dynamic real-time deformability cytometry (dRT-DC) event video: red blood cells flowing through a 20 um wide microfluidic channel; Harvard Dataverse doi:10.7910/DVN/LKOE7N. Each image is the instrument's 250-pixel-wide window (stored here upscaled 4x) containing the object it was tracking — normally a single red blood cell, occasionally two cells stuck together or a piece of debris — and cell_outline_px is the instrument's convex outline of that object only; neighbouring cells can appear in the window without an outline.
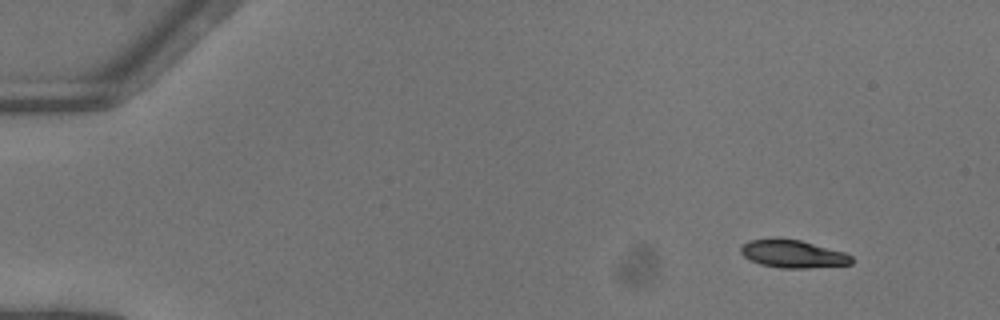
{"species": "common noctule bat (a hibernating species)", "species_latin": "Nyctalus noctula", "temperature_condition": "warm", "stored_images_in_passage": 16, "camera_frame_rate_fps": 3000, "um_per_image_px": 0.085, "animal": {"sex": "female"}, "frame": {"image": 1, "passage_image": 1, "time_ms": 0.0, "image_size_px": [1000, 320], "cell_outline_px": [[852, 264], [808, 268], [780, 268], [760, 264], [744, 256], [740, 252], [740, 248], [748, 240], [776, 236], [800, 240], [844, 252], [852, 256]], "centroid_in_image_um": [67.36, 21.55], "position_along_channel_um": 17.6, "area_um2": 18.21}}
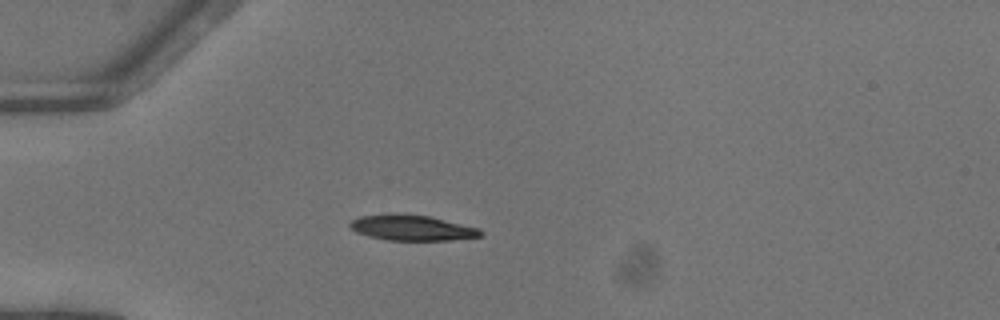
{"frame": {"image": 2, "passage_image": 11, "time_ms": 3.333, "image_size_px": [1000, 320], "cell_outline_px": [[484, 232], [480, 236], [448, 240], [388, 240], [368, 236], [356, 232], [348, 224], [352, 220], [360, 216], [388, 212], [428, 216], [480, 228]], "centroid_in_image_um": [34.98, 19.34], "position_along_channel_um": 50.0, "area_um2": 19.48}}
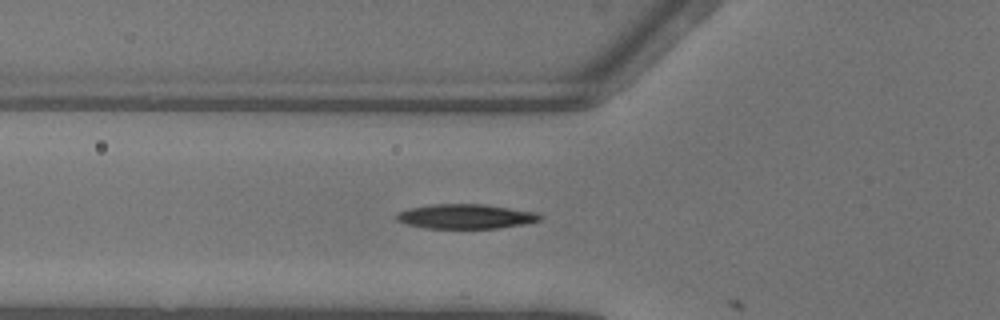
{"frame": {"image": 3, "passage_image": 15, "time_ms": 4.667, "image_size_px": [1000, 320], "cell_outline_px": [[540, 220], [524, 224], [500, 228], [424, 228], [404, 224], [396, 220], [396, 216], [400, 212], [408, 208], [432, 204], [484, 204], [536, 212], [540, 216]], "centroid_in_image_um": [39.54, 18.4], "position_along_channel_um": 86.3, "area_um2": 20.52}}